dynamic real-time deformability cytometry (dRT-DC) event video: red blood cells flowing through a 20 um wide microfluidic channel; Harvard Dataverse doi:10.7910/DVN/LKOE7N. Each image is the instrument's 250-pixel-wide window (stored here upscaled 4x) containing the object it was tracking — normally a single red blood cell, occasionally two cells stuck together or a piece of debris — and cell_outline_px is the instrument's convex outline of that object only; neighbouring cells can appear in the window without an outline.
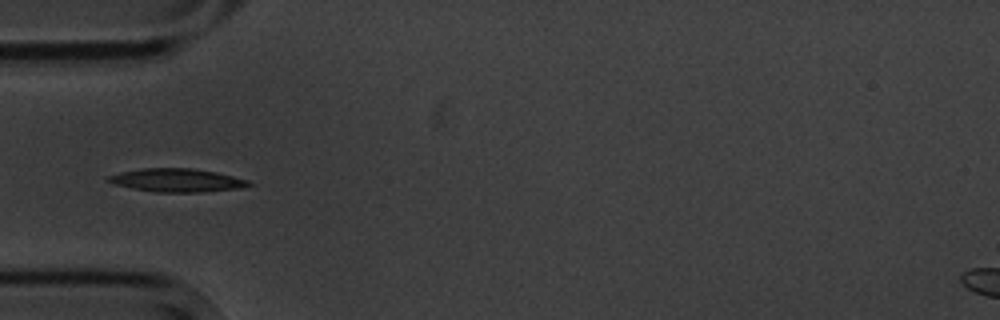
{"species": "common noctule bat (a hibernating species)", "species_latin": "Nyctalus noctula", "temperature_condition": "cold", "stored_images_in_passage": 15, "camera_frame_rate_fps": 3000, "um_per_image_px": 0.085, "animal": {"sex": "male", "body_mass_g": 20.1, "forearm_length_mm": 53.5}, "frame": {"image": 1, "passage_image": 5, "time_ms": 5.667, "image_size_px": [1000, 320], "cell_outline_px": [[252, 184], [240, 188], [200, 192], [156, 192], [132, 188], [112, 184], [104, 180], [108, 176], [120, 172], [140, 168], [192, 168], [216, 172], [248, 180]], "centroid_in_image_um": [14.97, 15.32], "position_along_channel_um": 70.0, "area_um2": 19.07}}
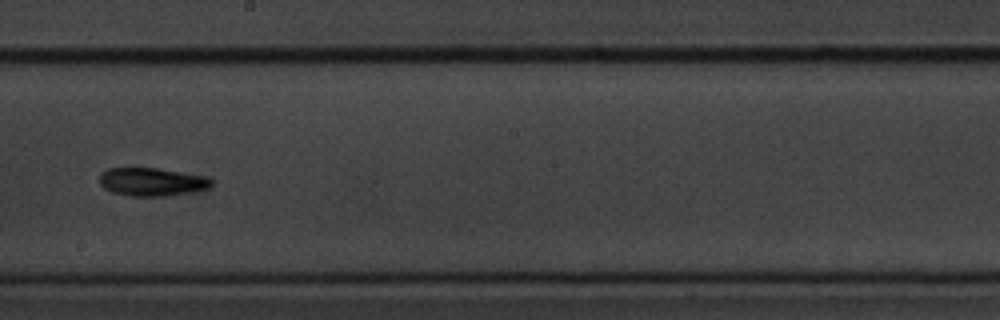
{"frame": {"image": 2, "passage_image": 9, "time_ms": 10.333, "image_size_px": [1000, 320], "cell_outline_px": [[212, 184], [208, 188], [192, 192], [164, 196], [128, 196], [112, 192], [104, 188], [100, 184], [100, 172], [108, 168], [156, 168], [204, 176], [212, 180]], "centroid_in_image_um": [12.87, 15.46], "position_along_channel_um": 235.3, "area_um2": 18.32}}
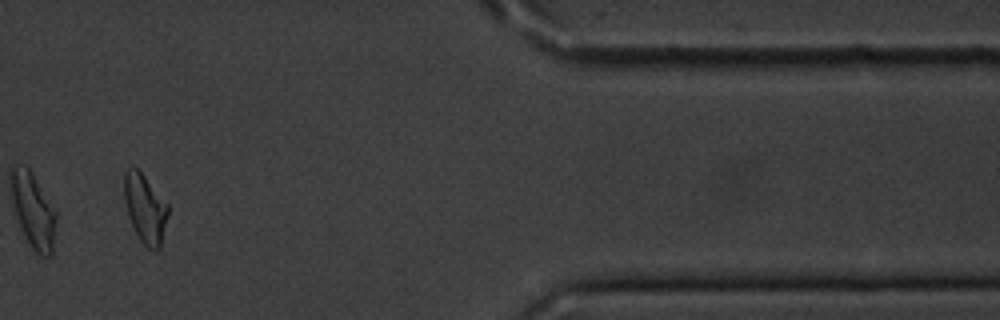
{"frame": {"image": 3, "passage_image": 14, "time_ms": 16.0, "image_size_px": [1000, 320], "cell_outline_px": [[168, 216], [160, 248], [148, 248], [140, 240], [128, 216], [124, 200], [124, 172], [132, 164], [144, 176], [168, 204]], "centroid_in_image_um": [12.32, 17.69], "position_along_channel_um": 399.1, "area_um2": 17.4}, "authors_computed_cell_mechanics": {"area_um2": 18.3226, "velocity_mm_per_s": 3.5347, "shape_relaxation_time_tau1_ms": 4.6896, "shape_relaxation_time_tau2_ms": null, "deformation_change_tau1": 0.117, "deformation_change_tau2": null}}